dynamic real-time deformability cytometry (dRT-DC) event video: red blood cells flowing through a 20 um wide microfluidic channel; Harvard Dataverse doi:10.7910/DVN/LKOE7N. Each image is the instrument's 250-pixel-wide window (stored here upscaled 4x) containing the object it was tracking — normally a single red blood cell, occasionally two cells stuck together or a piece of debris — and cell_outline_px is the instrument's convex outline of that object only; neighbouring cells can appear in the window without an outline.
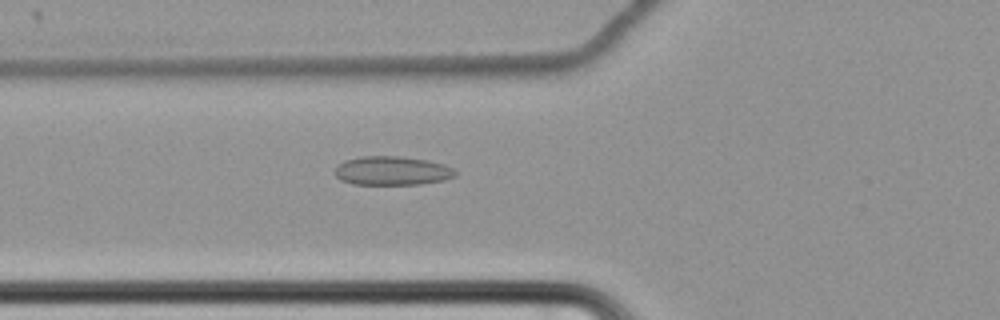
{"species": "common noctule bat (a hibernating species)", "species_latin": "Nyctalus noctula", "temperature_condition": "cold", "stored_images_in_passage": 63, "camera_frame_rate_fps": 3000, "um_per_image_px": 0.085, "animal": {"sex": "female", "body_mass_g": 22.7, "forearm_length_mm": 54.2}, "frame": {"image": 1, "passage_image": 26, "time_ms": 8.333, "image_size_px": [1000, 320], "cell_outline_px": [[456, 176], [444, 180], [420, 184], [352, 184], [340, 180], [336, 176], [336, 168], [344, 160], [360, 156], [400, 156], [428, 160], [444, 164], [452, 168], [456, 172]], "centroid_in_image_um": [33.34, 14.51], "position_along_channel_um": 92.5, "area_um2": 20.29}}
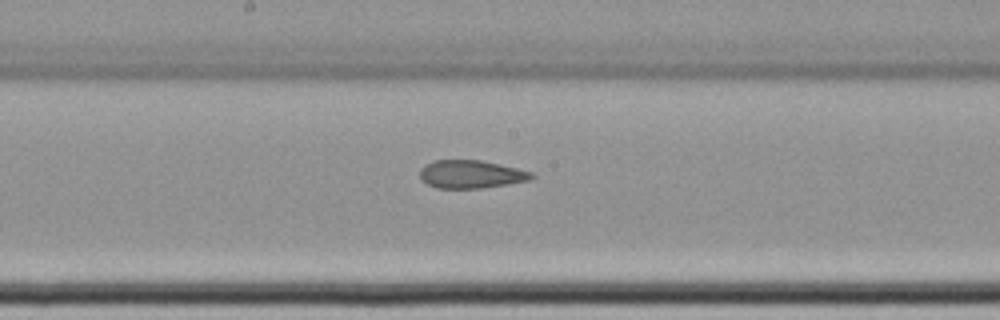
{"frame": {"image": 2, "passage_image": 36, "time_ms": 11.667, "image_size_px": [1000, 320], "cell_outline_px": [[536, 176], [528, 180], [480, 188], [436, 188], [420, 180], [420, 168], [424, 164], [432, 160], [480, 160], [500, 164], [532, 172]], "centroid_in_image_um": [39.97, 14.8], "position_along_channel_um": 208.2, "area_um2": 18.21}}
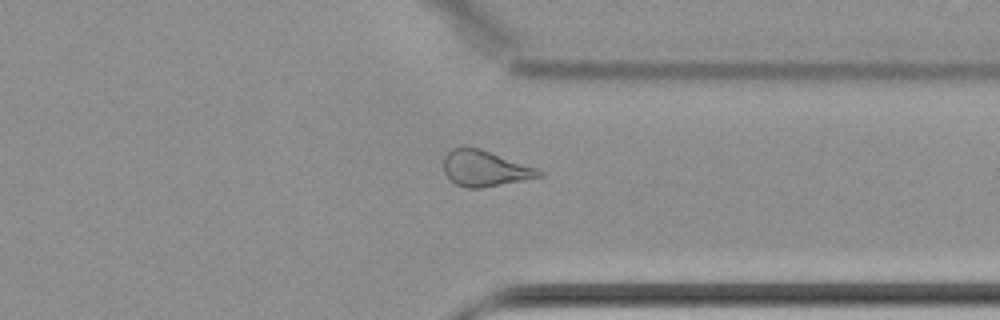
{"frame": {"image": 3, "passage_image": 50, "time_ms": 16.333, "image_size_px": [1000, 320], "cell_outline_px": [[544, 176], [480, 188], [468, 188], [456, 184], [444, 172], [444, 156], [452, 148], [480, 148], [536, 168], [544, 172]], "centroid_in_image_um": [41.22, 14.32], "position_along_channel_um": 370.2, "area_um2": 19.54}, "authors_computed_cell_mechanics": {"area_um2": 21.7328, "velocity_mm_per_s": 3.4681, "shape_relaxation_time_tau1_ms": null, "shape_relaxation_time_tau2_ms": 3.2342, "deformation_change_tau1": null, "deformation_change_tau2": 0.1022}}